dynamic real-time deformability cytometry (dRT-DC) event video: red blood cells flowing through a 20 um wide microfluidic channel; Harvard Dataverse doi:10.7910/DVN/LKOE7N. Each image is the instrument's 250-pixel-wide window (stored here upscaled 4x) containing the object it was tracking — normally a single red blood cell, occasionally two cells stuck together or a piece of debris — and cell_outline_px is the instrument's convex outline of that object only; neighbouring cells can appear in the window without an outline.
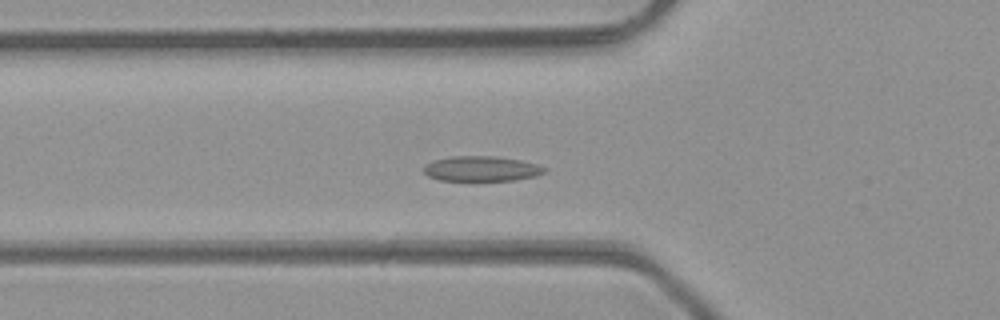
{"species": "common noctule bat (a hibernating species)", "species_latin": "Nyctalus noctula", "temperature_condition": "room temperature", "stored_images_in_passage": 44, "camera_frame_rate_fps": 3000, "um_per_image_px": 0.085, "animal": {"sex": "male", "body_mass_g": 23.1, "forearm_length_mm": 52.7}, "frame": {"image": 1, "passage_image": 13, "time_ms": 4.0, "image_size_px": [1000, 320], "cell_outline_px": [[548, 172], [536, 176], [516, 180], [440, 180], [428, 176], [424, 172], [424, 164], [436, 160], [452, 156], [492, 156], [520, 160], [536, 164], [548, 168]], "centroid_in_image_um": [40.97, 14.34], "position_along_channel_um": 84.8, "area_um2": 17.63}}
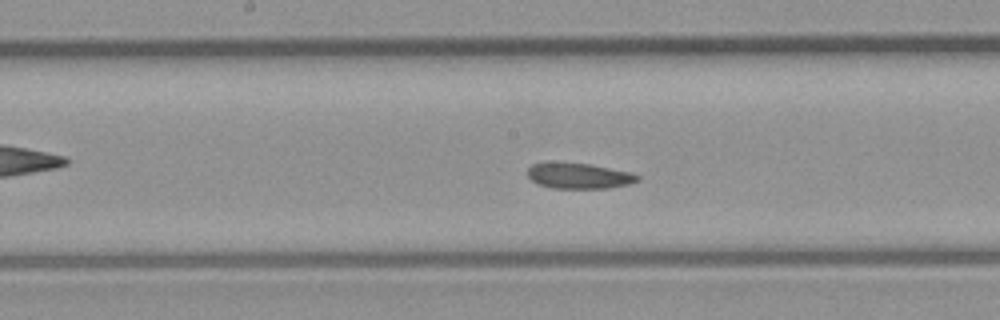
{"frame": {"image": 2, "passage_image": 21, "time_ms": 6.667, "image_size_px": [1000, 320], "cell_outline_px": [[640, 180], [628, 184], [608, 188], [552, 188], [540, 184], [532, 180], [528, 176], [528, 168], [532, 164], [592, 164], [632, 172], [640, 176]], "centroid_in_image_um": [49.3, 14.96], "position_along_channel_um": 198.9, "area_um2": 16.01}}
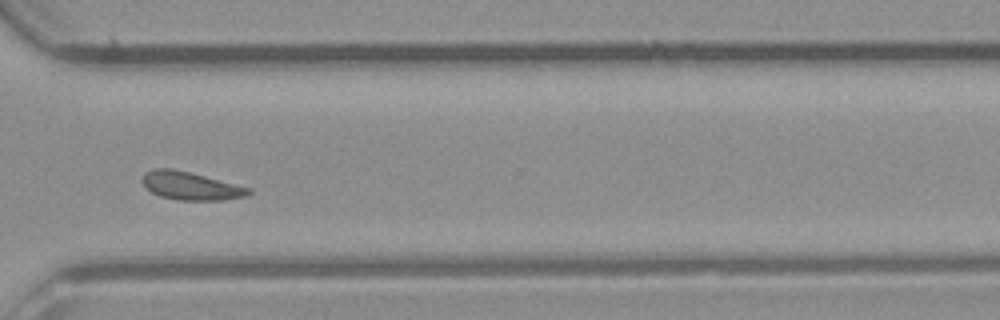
{"frame": {"image": 3, "passage_image": 32, "time_ms": 10.333, "image_size_px": [1000, 320], "cell_outline_px": [[252, 192], [248, 196], [224, 200], [176, 200], [160, 196], [152, 192], [140, 180], [144, 172], [156, 168], [172, 168], [252, 188]], "centroid_in_image_um": [16.22, 15.8], "position_along_channel_um": 354.4, "area_um2": 17.4}, "authors_computed_cell_mechanics": {"area_um2": 17.2822, "velocity_mm_per_s": 4.2454, "shape_relaxation_time_tau1_ms": null, "shape_relaxation_time_tau2_ms": 9.1649, "deformation_change_tau1": null, "deformation_change_tau2": 0.134}}